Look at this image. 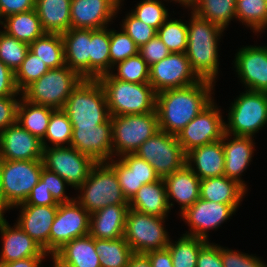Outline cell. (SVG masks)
<instances>
[{
    "label": "cell",
    "instance_id": "836d02e7",
    "mask_svg": "<svg viewBox=\"0 0 267 267\" xmlns=\"http://www.w3.org/2000/svg\"><path fill=\"white\" fill-rule=\"evenodd\" d=\"M110 72V29H91L90 79Z\"/></svg>",
    "mask_w": 267,
    "mask_h": 267
},
{
    "label": "cell",
    "instance_id": "30bf717a",
    "mask_svg": "<svg viewBox=\"0 0 267 267\" xmlns=\"http://www.w3.org/2000/svg\"><path fill=\"white\" fill-rule=\"evenodd\" d=\"M150 163L159 178H164L186 165V153L177 136L158 130L134 153Z\"/></svg>",
    "mask_w": 267,
    "mask_h": 267
},
{
    "label": "cell",
    "instance_id": "ffe728a7",
    "mask_svg": "<svg viewBox=\"0 0 267 267\" xmlns=\"http://www.w3.org/2000/svg\"><path fill=\"white\" fill-rule=\"evenodd\" d=\"M41 140L18 123L0 132V159L42 160Z\"/></svg>",
    "mask_w": 267,
    "mask_h": 267
},
{
    "label": "cell",
    "instance_id": "6125c7cd",
    "mask_svg": "<svg viewBox=\"0 0 267 267\" xmlns=\"http://www.w3.org/2000/svg\"><path fill=\"white\" fill-rule=\"evenodd\" d=\"M127 267H152L149 257L145 253H133Z\"/></svg>",
    "mask_w": 267,
    "mask_h": 267
},
{
    "label": "cell",
    "instance_id": "5bb4252c",
    "mask_svg": "<svg viewBox=\"0 0 267 267\" xmlns=\"http://www.w3.org/2000/svg\"><path fill=\"white\" fill-rule=\"evenodd\" d=\"M90 213L75 199L58 205L50 230V255L65 243L89 235Z\"/></svg>",
    "mask_w": 267,
    "mask_h": 267
},
{
    "label": "cell",
    "instance_id": "9f6ffc18",
    "mask_svg": "<svg viewBox=\"0 0 267 267\" xmlns=\"http://www.w3.org/2000/svg\"><path fill=\"white\" fill-rule=\"evenodd\" d=\"M19 205L50 206L59 204L52 197L49 189L45 187L44 182L40 179L32 188L25 202Z\"/></svg>",
    "mask_w": 267,
    "mask_h": 267
},
{
    "label": "cell",
    "instance_id": "d4e9b609",
    "mask_svg": "<svg viewBox=\"0 0 267 267\" xmlns=\"http://www.w3.org/2000/svg\"><path fill=\"white\" fill-rule=\"evenodd\" d=\"M163 180L169 207L171 209L174 206L173 202H170L174 199L181 205L180 214L200 198L201 180L187 165L164 177Z\"/></svg>",
    "mask_w": 267,
    "mask_h": 267
},
{
    "label": "cell",
    "instance_id": "6da1fadb",
    "mask_svg": "<svg viewBox=\"0 0 267 267\" xmlns=\"http://www.w3.org/2000/svg\"><path fill=\"white\" fill-rule=\"evenodd\" d=\"M214 84L213 81L200 79L186 87L157 93L155 110L159 130L177 136L194 117L214 101L211 97Z\"/></svg>",
    "mask_w": 267,
    "mask_h": 267
},
{
    "label": "cell",
    "instance_id": "44dd1931",
    "mask_svg": "<svg viewBox=\"0 0 267 267\" xmlns=\"http://www.w3.org/2000/svg\"><path fill=\"white\" fill-rule=\"evenodd\" d=\"M13 227L5 218L0 219V235L3 240L0 264L29 257L49 256L18 224L15 223Z\"/></svg>",
    "mask_w": 267,
    "mask_h": 267
},
{
    "label": "cell",
    "instance_id": "db71d44e",
    "mask_svg": "<svg viewBox=\"0 0 267 267\" xmlns=\"http://www.w3.org/2000/svg\"><path fill=\"white\" fill-rule=\"evenodd\" d=\"M16 96L0 97V132L17 123V110L20 100Z\"/></svg>",
    "mask_w": 267,
    "mask_h": 267
},
{
    "label": "cell",
    "instance_id": "f5cc1de1",
    "mask_svg": "<svg viewBox=\"0 0 267 267\" xmlns=\"http://www.w3.org/2000/svg\"><path fill=\"white\" fill-rule=\"evenodd\" d=\"M170 53L171 52L157 35L148 43L142 45L138 51V54L148 64L149 67L163 60Z\"/></svg>",
    "mask_w": 267,
    "mask_h": 267
},
{
    "label": "cell",
    "instance_id": "7402d4cb",
    "mask_svg": "<svg viewBox=\"0 0 267 267\" xmlns=\"http://www.w3.org/2000/svg\"><path fill=\"white\" fill-rule=\"evenodd\" d=\"M16 207L22 209L16 223L50 255V230L58 205H17Z\"/></svg>",
    "mask_w": 267,
    "mask_h": 267
},
{
    "label": "cell",
    "instance_id": "03108f58",
    "mask_svg": "<svg viewBox=\"0 0 267 267\" xmlns=\"http://www.w3.org/2000/svg\"><path fill=\"white\" fill-rule=\"evenodd\" d=\"M51 258H52L53 264H54L53 267H66L63 264H61L55 257L52 256Z\"/></svg>",
    "mask_w": 267,
    "mask_h": 267
},
{
    "label": "cell",
    "instance_id": "484cf974",
    "mask_svg": "<svg viewBox=\"0 0 267 267\" xmlns=\"http://www.w3.org/2000/svg\"><path fill=\"white\" fill-rule=\"evenodd\" d=\"M186 165L200 180L224 175L225 156L222 139L187 152Z\"/></svg>",
    "mask_w": 267,
    "mask_h": 267
},
{
    "label": "cell",
    "instance_id": "83f0119b",
    "mask_svg": "<svg viewBox=\"0 0 267 267\" xmlns=\"http://www.w3.org/2000/svg\"><path fill=\"white\" fill-rule=\"evenodd\" d=\"M129 208L144 214L167 217L170 207L163 178L143 184L129 200Z\"/></svg>",
    "mask_w": 267,
    "mask_h": 267
},
{
    "label": "cell",
    "instance_id": "bcb514c9",
    "mask_svg": "<svg viewBox=\"0 0 267 267\" xmlns=\"http://www.w3.org/2000/svg\"><path fill=\"white\" fill-rule=\"evenodd\" d=\"M110 30V72L113 66L129 57L136 56L139 48L129 35L121 29Z\"/></svg>",
    "mask_w": 267,
    "mask_h": 267
},
{
    "label": "cell",
    "instance_id": "f907efd6",
    "mask_svg": "<svg viewBox=\"0 0 267 267\" xmlns=\"http://www.w3.org/2000/svg\"><path fill=\"white\" fill-rule=\"evenodd\" d=\"M40 179L58 204L67 203L75 199V197L70 198L65 195V185H68V183L55 172L43 167Z\"/></svg>",
    "mask_w": 267,
    "mask_h": 267
},
{
    "label": "cell",
    "instance_id": "1f68e13d",
    "mask_svg": "<svg viewBox=\"0 0 267 267\" xmlns=\"http://www.w3.org/2000/svg\"><path fill=\"white\" fill-rule=\"evenodd\" d=\"M3 20L0 22L4 26L3 31L28 45L46 33L35 9L9 15Z\"/></svg>",
    "mask_w": 267,
    "mask_h": 267
},
{
    "label": "cell",
    "instance_id": "b9f144b4",
    "mask_svg": "<svg viewBox=\"0 0 267 267\" xmlns=\"http://www.w3.org/2000/svg\"><path fill=\"white\" fill-rule=\"evenodd\" d=\"M115 66L117 73L113 72ZM112 69L109 74L115 79L130 83H149L150 67L139 54L115 64Z\"/></svg>",
    "mask_w": 267,
    "mask_h": 267
},
{
    "label": "cell",
    "instance_id": "f6af8a7d",
    "mask_svg": "<svg viewBox=\"0 0 267 267\" xmlns=\"http://www.w3.org/2000/svg\"><path fill=\"white\" fill-rule=\"evenodd\" d=\"M131 14L147 25L158 30L168 19L169 13L161 0H143L136 5Z\"/></svg>",
    "mask_w": 267,
    "mask_h": 267
},
{
    "label": "cell",
    "instance_id": "e0dca14e",
    "mask_svg": "<svg viewBox=\"0 0 267 267\" xmlns=\"http://www.w3.org/2000/svg\"><path fill=\"white\" fill-rule=\"evenodd\" d=\"M70 146L90 156L96 163L113 158L111 118L99 125L73 127Z\"/></svg>",
    "mask_w": 267,
    "mask_h": 267
},
{
    "label": "cell",
    "instance_id": "ab89813d",
    "mask_svg": "<svg viewBox=\"0 0 267 267\" xmlns=\"http://www.w3.org/2000/svg\"><path fill=\"white\" fill-rule=\"evenodd\" d=\"M73 127L68 119L67 114L62 109H55L49 120L46 134L41 140L43 148H47L46 140L50 142L52 147L70 146L72 139Z\"/></svg>",
    "mask_w": 267,
    "mask_h": 267
},
{
    "label": "cell",
    "instance_id": "e7e4bbea",
    "mask_svg": "<svg viewBox=\"0 0 267 267\" xmlns=\"http://www.w3.org/2000/svg\"><path fill=\"white\" fill-rule=\"evenodd\" d=\"M172 1L178 2L179 4L183 5L186 8L188 7L191 8L196 2V0H172Z\"/></svg>",
    "mask_w": 267,
    "mask_h": 267
},
{
    "label": "cell",
    "instance_id": "9a60e30c",
    "mask_svg": "<svg viewBox=\"0 0 267 267\" xmlns=\"http://www.w3.org/2000/svg\"><path fill=\"white\" fill-rule=\"evenodd\" d=\"M200 78L191 69L186 53H170L150 66L149 84L157 93L197 83Z\"/></svg>",
    "mask_w": 267,
    "mask_h": 267
},
{
    "label": "cell",
    "instance_id": "603a6c76",
    "mask_svg": "<svg viewBox=\"0 0 267 267\" xmlns=\"http://www.w3.org/2000/svg\"><path fill=\"white\" fill-rule=\"evenodd\" d=\"M65 65L83 79H90L91 29L70 28L62 33Z\"/></svg>",
    "mask_w": 267,
    "mask_h": 267
},
{
    "label": "cell",
    "instance_id": "ee69618b",
    "mask_svg": "<svg viewBox=\"0 0 267 267\" xmlns=\"http://www.w3.org/2000/svg\"><path fill=\"white\" fill-rule=\"evenodd\" d=\"M49 68L30 50L28 51L21 66L15 72V83L17 89L22 92L35 80L41 78Z\"/></svg>",
    "mask_w": 267,
    "mask_h": 267
},
{
    "label": "cell",
    "instance_id": "ac0fdd59",
    "mask_svg": "<svg viewBox=\"0 0 267 267\" xmlns=\"http://www.w3.org/2000/svg\"><path fill=\"white\" fill-rule=\"evenodd\" d=\"M238 78L249 91L267 92V46H245L236 53Z\"/></svg>",
    "mask_w": 267,
    "mask_h": 267
},
{
    "label": "cell",
    "instance_id": "74e56055",
    "mask_svg": "<svg viewBox=\"0 0 267 267\" xmlns=\"http://www.w3.org/2000/svg\"><path fill=\"white\" fill-rule=\"evenodd\" d=\"M207 242L203 238L185 234L175 243L170 240L167 248L171 253L173 267H196L199 251Z\"/></svg>",
    "mask_w": 267,
    "mask_h": 267
},
{
    "label": "cell",
    "instance_id": "f1b7e54d",
    "mask_svg": "<svg viewBox=\"0 0 267 267\" xmlns=\"http://www.w3.org/2000/svg\"><path fill=\"white\" fill-rule=\"evenodd\" d=\"M52 256L66 267H101L95 238L90 235L65 243Z\"/></svg>",
    "mask_w": 267,
    "mask_h": 267
},
{
    "label": "cell",
    "instance_id": "9c48e42d",
    "mask_svg": "<svg viewBox=\"0 0 267 267\" xmlns=\"http://www.w3.org/2000/svg\"><path fill=\"white\" fill-rule=\"evenodd\" d=\"M165 217L128 210L124 239L134 253L167 248L170 236L164 227Z\"/></svg>",
    "mask_w": 267,
    "mask_h": 267
},
{
    "label": "cell",
    "instance_id": "be15d7a7",
    "mask_svg": "<svg viewBox=\"0 0 267 267\" xmlns=\"http://www.w3.org/2000/svg\"><path fill=\"white\" fill-rule=\"evenodd\" d=\"M8 209H12V207L7 203V200L5 198L3 188H2V175L0 170V219L5 218L4 213Z\"/></svg>",
    "mask_w": 267,
    "mask_h": 267
},
{
    "label": "cell",
    "instance_id": "8992f818",
    "mask_svg": "<svg viewBox=\"0 0 267 267\" xmlns=\"http://www.w3.org/2000/svg\"><path fill=\"white\" fill-rule=\"evenodd\" d=\"M82 79L66 65L49 69L41 78L27 86L21 96L33 104L63 109L69 95Z\"/></svg>",
    "mask_w": 267,
    "mask_h": 267
},
{
    "label": "cell",
    "instance_id": "e575fe53",
    "mask_svg": "<svg viewBox=\"0 0 267 267\" xmlns=\"http://www.w3.org/2000/svg\"><path fill=\"white\" fill-rule=\"evenodd\" d=\"M29 50L49 69L65 66L64 42L59 33H45L29 45Z\"/></svg>",
    "mask_w": 267,
    "mask_h": 267
},
{
    "label": "cell",
    "instance_id": "816d5d0a",
    "mask_svg": "<svg viewBox=\"0 0 267 267\" xmlns=\"http://www.w3.org/2000/svg\"><path fill=\"white\" fill-rule=\"evenodd\" d=\"M221 258L224 267H264V263L259 257L226 247H221Z\"/></svg>",
    "mask_w": 267,
    "mask_h": 267
},
{
    "label": "cell",
    "instance_id": "11a10c76",
    "mask_svg": "<svg viewBox=\"0 0 267 267\" xmlns=\"http://www.w3.org/2000/svg\"><path fill=\"white\" fill-rule=\"evenodd\" d=\"M196 267H224L221 246L208 241L199 251Z\"/></svg>",
    "mask_w": 267,
    "mask_h": 267
},
{
    "label": "cell",
    "instance_id": "cb8c5ba5",
    "mask_svg": "<svg viewBox=\"0 0 267 267\" xmlns=\"http://www.w3.org/2000/svg\"><path fill=\"white\" fill-rule=\"evenodd\" d=\"M231 138L232 135L228 133H225L222 138L225 156L224 176L236 180L247 189V185L241 179L240 175H242L252 161L255 147L254 139L250 136L235 135L232 140Z\"/></svg>",
    "mask_w": 267,
    "mask_h": 267
},
{
    "label": "cell",
    "instance_id": "91938a15",
    "mask_svg": "<svg viewBox=\"0 0 267 267\" xmlns=\"http://www.w3.org/2000/svg\"><path fill=\"white\" fill-rule=\"evenodd\" d=\"M146 254L152 267H173L171 253L168 248L152 250Z\"/></svg>",
    "mask_w": 267,
    "mask_h": 267
},
{
    "label": "cell",
    "instance_id": "5b68a950",
    "mask_svg": "<svg viewBox=\"0 0 267 267\" xmlns=\"http://www.w3.org/2000/svg\"><path fill=\"white\" fill-rule=\"evenodd\" d=\"M77 190L81 195L75 200L90 214L109 205L129 204L115 171L106 162L96 163Z\"/></svg>",
    "mask_w": 267,
    "mask_h": 267
},
{
    "label": "cell",
    "instance_id": "d6986e66",
    "mask_svg": "<svg viewBox=\"0 0 267 267\" xmlns=\"http://www.w3.org/2000/svg\"><path fill=\"white\" fill-rule=\"evenodd\" d=\"M121 1L71 0V28L101 29L107 27V24L119 12Z\"/></svg>",
    "mask_w": 267,
    "mask_h": 267
},
{
    "label": "cell",
    "instance_id": "4316f807",
    "mask_svg": "<svg viewBox=\"0 0 267 267\" xmlns=\"http://www.w3.org/2000/svg\"><path fill=\"white\" fill-rule=\"evenodd\" d=\"M128 210L129 204H116L90 214L89 235L98 239L124 237Z\"/></svg>",
    "mask_w": 267,
    "mask_h": 267
},
{
    "label": "cell",
    "instance_id": "ba28073f",
    "mask_svg": "<svg viewBox=\"0 0 267 267\" xmlns=\"http://www.w3.org/2000/svg\"><path fill=\"white\" fill-rule=\"evenodd\" d=\"M244 92L231 104L225 133L254 137L267 124V92Z\"/></svg>",
    "mask_w": 267,
    "mask_h": 267
},
{
    "label": "cell",
    "instance_id": "7dc6e473",
    "mask_svg": "<svg viewBox=\"0 0 267 267\" xmlns=\"http://www.w3.org/2000/svg\"><path fill=\"white\" fill-rule=\"evenodd\" d=\"M123 24L122 30L126 32L129 37L135 42L136 46L140 48L142 45L148 43L152 38L157 35V30L143 21L134 17L130 12L127 13Z\"/></svg>",
    "mask_w": 267,
    "mask_h": 267
},
{
    "label": "cell",
    "instance_id": "60d3db41",
    "mask_svg": "<svg viewBox=\"0 0 267 267\" xmlns=\"http://www.w3.org/2000/svg\"><path fill=\"white\" fill-rule=\"evenodd\" d=\"M170 17L157 30V36L171 53H186L188 43L187 23Z\"/></svg>",
    "mask_w": 267,
    "mask_h": 267
},
{
    "label": "cell",
    "instance_id": "f35d334b",
    "mask_svg": "<svg viewBox=\"0 0 267 267\" xmlns=\"http://www.w3.org/2000/svg\"><path fill=\"white\" fill-rule=\"evenodd\" d=\"M236 18L253 32L267 28V0H236Z\"/></svg>",
    "mask_w": 267,
    "mask_h": 267
},
{
    "label": "cell",
    "instance_id": "8d00e7d4",
    "mask_svg": "<svg viewBox=\"0 0 267 267\" xmlns=\"http://www.w3.org/2000/svg\"><path fill=\"white\" fill-rule=\"evenodd\" d=\"M236 0H196L192 11L202 19L217 24L225 30L233 18H236Z\"/></svg>",
    "mask_w": 267,
    "mask_h": 267
},
{
    "label": "cell",
    "instance_id": "d6a6232c",
    "mask_svg": "<svg viewBox=\"0 0 267 267\" xmlns=\"http://www.w3.org/2000/svg\"><path fill=\"white\" fill-rule=\"evenodd\" d=\"M54 110L48 106L33 104L21 97L17 110V123L42 140Z\"/></svg>",
    "mask_w": 267,
    "mask_h": 267
},
{
    "label": "cell",
    "instance_id": "7c38bea8",
    "mask_svg": "<svg viewBox=\"0 0 267 267\" xmlns=\"http://www.w3.org/2000/svg\"><path fill=\"white\" fill-rule=\"evenodd\" d=\"M43 167L55 172L76 190L88 178L96 162L72 146L43 148Z\"/></svg>",
    "mask_w": 267,
    "mask_h": 267
},
{
    "label": "cell",
    "instance_id": "f546056e",
    "mask_svg": "<svg viewBox=\"0 0 267 267\" xmlns=\"http://www.w3.org/2000/svg\"><path fill=\"white\" fill-rule=\"evenodd\" d=\"M247 189L224 175L206 178L200 183V198L222 204H240Z\"/></svg>",
    "mask_w": 267,
    "mask_h": 267
},
{
    "label": "cell",
    "instance_id": "2e32d148",
    "mask_svg": "<svg viewBox=\"0 0 267 267\" xmlns=\"http://www.w3.org/2000/svg\"><path fill=\"white\" fill-rule=\"evenodd\" d=\"M240 204H222L199 198L181 216L190 226L185 233L188 236L203 238L208 241L209 230L218 229L238 209Z\"/></svg>",
    "mask_w": 267,
    "mask_h": 267
},
{
    "label": "cell",
    "instance_id": "4fadbf2b",
    "mask_svg": "<svg viewBox=\"0 0 267 267\" xmlns=\"http://www.w3.org/2000/svg\"><path fill=\"white\" fill-rule=\"evenodd\" d=\"M214 104L212 101L178 133L177 139L185 153L223 138L225 122Z\"/></svg>",
    "mask_w": 267,
    "mask_h": 267
},
{
    "label": "cell",
    "instance_id": "3957f363",
    "mask_svg": "<svg viewBox=\"0 0 267 267\" xmlns=\"http://www.w3.org/2000/svg\"><path fill=\"white\" fill-rule=\"evenodd\" d=\"M98 80L105 91L110 116L156 112V92L149 83H130L109 73Z\"/></svg>",
    "mask_w": 267,
    "mask_h": 267
},
{
    "label": "cell",
    "instance_id": "8fae6325",
    "mask_svg": "<svg viewBox=\"0 0 267 267\" xmlns=\"http://www.w3.org/2000/svg\"><path fill=\"white\" fill-rule=\"evenodd\" d=\"M42 168V160L0 159L2 188L7 203L12 208L25 202L40 180Z\"/></svg>",
    "mask_w": 267,
    "mask_h": 267
},
{
    "label": "cell",
    "instance_id": "d590c367",
    "mask_svg": "<svg viewBox=\"0 0 267 267\" xmlns=\"http://www.w3.org/2000/svg\"><path fill=\"white\" fill-rule=\"evenodd\" d=\"M95 251L101 267H127L134 253L124 237L117 239L95 238Z\"/></svg>",
    "mask_w": 267,
    "mask_h": 267
},
{
    "label": "cell",
    "instance_id": "c3c4849f",
    "mask_svg": "<svg viewBox=\"0 0 267 267\" xmlns=\"http://www.w3.org/2000/svg\"><path fill=\"white\" fill-rule=\"evenodd\" d=\"M120 160L135 173L137 178V191L143 184H149L159 180L153 166L147 161L139 158L136 154H125Z\"/></svg>",
    "mask_w": 267,
    "mask_h": 267
},
{
    "label": "cell",
    "instance_id": "4dcf8cb0",
    "mask_svg": "<svg viewBox=\"0 0 267 267\" xmlns=\"http://www.w3.org/2000/svg\"><path fill=\"white\" fill-rule=\"evenodd\" d=\"M71 0H35V11L46 33L62 34L71 28Z\"/></svg>",
    "mask_w": 267,
    "mask_h": 267
},
{
    "label": "cell",
    "instance_id": "277c9868",
    "mask_svg": "<svg viewBox=\"0 0 267 267\" xmlns=\"http://www.w3.org/2000/svg\"><path fill=\"white\" fill-rule=\"evenodd\" d=\"M72 127L106 123L110 118L105 91L98 79H82L62 109Z\"/></svg>",
    "mask_w": 267,
    "mask_h": 267
},
{
    "label": "cell",
    "instance_id": "680465c9",
    "mask_svg": "<svg viewBox=\"0 0 267 267\" xmlns=\"http://www.w3.org/2000/svg\"><path fill=\"white\" fill-rule=\"evenodd\" d=\"M15 83V73L0 61V97L22 95Z\"/></svg>",
    "mask_w": 267,
    "mask_h": 267
},
{
    "label": "cell",
    "instance_id": "94428289",
    "mask_svg": "<svg viewBox=\"0 0 267 267\" xmlns=\"http://www.w3.org/2000/svg\"><path fill=\"white\" fill-rule=\"evenodd\" d=\"M45 257H29L0 264V267H40Z\"/></svg>",
    "mask_w": 267,
    "mask_h": 267
},
{
    "label": "cell",
    "instance_id": "6f0895ef",
    "mask_svg": "<svg viewBox=\"0 0 267 267\" xmlns=\"http://www.w3.org/2000/svg\"><path fill=\"white\" fill-rule=\"evenodd\" d=\"M33 9H35V0H0V22L3 17Z\"/></svg>",
    "mask_w": 267,
    "mask_h": 267
},
{
    "label": "cell",
    "instance_id": "681fc988",
    "mask_svg": "<svg viewBox=\"0 0 267 267\" xmlns=\"http://www.w3.org/2000/svg\"><path fill=\"white\" fill-rule=\"evenodd\" d=\"M116 173L120 188L126 199L129 201L137 192V178L135 173L131 171L119 158L111 159L106 162Z\"/></svg>",
    "mask_w": 267,
    "mask_h": 267
},
{
    "label": "cell",
    "instance_id": "52a82bcc",
    "mask_svg": "<svg viewBox=\"0 0 267 267\" xmlns=\"http://www.w3.org/2000/svg\"><path fill=\"white\" fill-rule=\"evenodd\" d=\"M111 123L114 158L134 154L143 142L159 130L156 112L111 116Z\"/></svg>",
    "mask_w": 267,
    "mask_h": 267
},
{
    "label": "cell",
    "instance_id": "7a4b0ae2",
    "mask_svg": "<svg viewBox=\"0 0 267 267\" xmlns=\"http://www.w3.org/2000/svg\"><path fill=\"white\" fill-rule=\"evenodd\" d=\"M187 24L188 43L186 55L191 69L200 79L215 82L219 70L218 41L224 29L202 19L191 11Z\"/></svg>",
    "mask_w": 267,
    "mask_h": 267
},
{
    "label": "cell",
    "instance_id": "7bdbcfd3",
    "mask_svg": "<svg viewBox=\"0 0 267 267\" xmlns=\"http://www.w3.org/2000/svg\"><path fill=\"white\" fill-rule=\"evenodd\" d=\"M28 51V44L0 31V61L14 73L21 66Z\"/></svg>",
    "mask_w": 267,
    "mask_h": 267
}]
</instances>
